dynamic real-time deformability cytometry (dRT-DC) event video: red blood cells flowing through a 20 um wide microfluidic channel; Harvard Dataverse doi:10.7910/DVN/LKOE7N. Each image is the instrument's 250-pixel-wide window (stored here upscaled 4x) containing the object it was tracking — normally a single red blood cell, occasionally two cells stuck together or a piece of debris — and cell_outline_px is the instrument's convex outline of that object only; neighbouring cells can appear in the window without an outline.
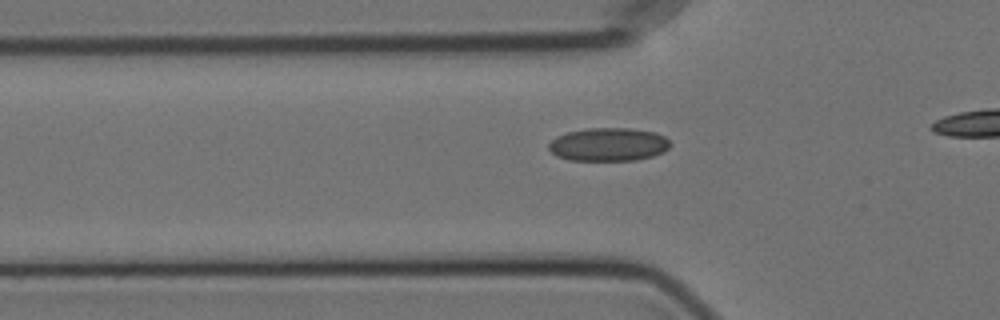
{"species": "Egyptian fruit bat (a non-hibernating species)", "species_latin": "Rousettus aegyptiacus", "temperature_condition": "cold", "stored_images_in_passage": 27, "camera_frame_rate_fps": 3000, "um_per_image_px": 0.085, "animal": {"sex": "female"}, "frame": {"image": 1, "passage_image": 14, "time_ms": 4.333, "image_size_px": [1000, 320], "cell_outline_px": [[672, 144], [664, 152], [652, 156], [636, 160], [568, 160], [556, 156], [548, 148], [548, 144], [556, 136], [568, 132], [588, 128], [632, 128], [656, 132], [664, 136]], "centroid_in_image_um": [51.73, 12.27], "position_along_channel_um": 74.1, "area_um2": 23.7}}
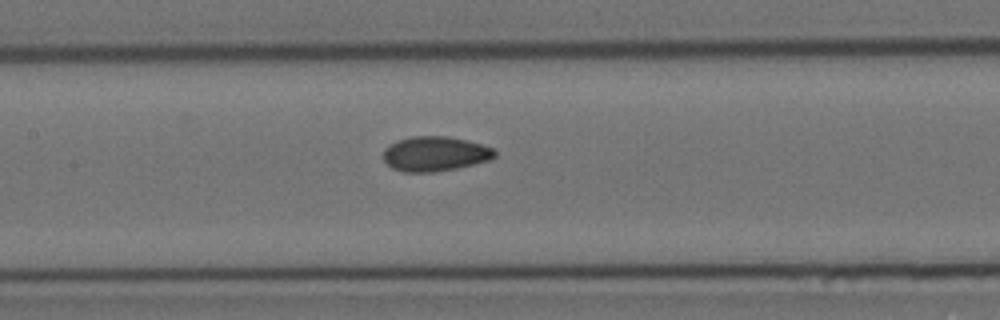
{"frame": {"image": 2, "passage_image": 22, "time_ms": 7.0, "image_size_px": [1000, 320], "cell_outline_px": [[496, 156], [488, 160], [456, 168], [436, 172], [400, 172], [392, 168], [384, 160], [384, 148], [388, 144], [396, 140], [412, 136], [448, 136], [480, 144], [492, 148], [496, 152]], "centroid_in_image_um": [36.92, 13.07], "position_along_channel_um": 170.5, "area_um2": 22.54}}
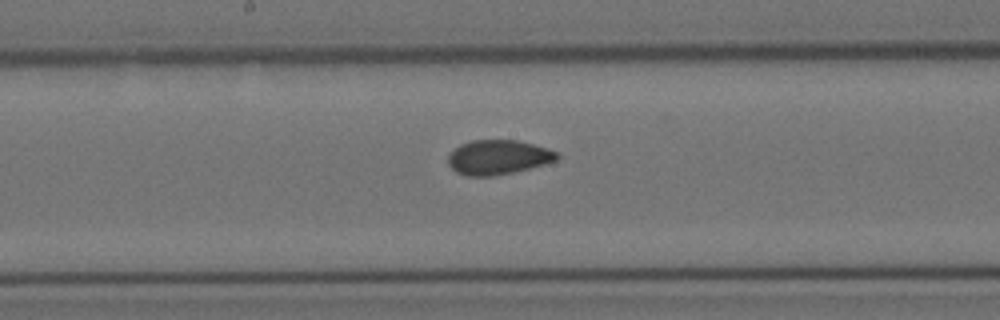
{"frame": {"image": 3, "passage_image": 25, "time_ms": 8.0, "image_size_px": [1000, 320], "cell_outline_px": [[560, 156], [556, 160], [544, 164], [512, 172], [492, 176], [468, 176], [456, 172], [448, 164], [448, 156], [460, 144], [472, 140], [516, 140], [548, 148], [556, 152]], "centroid_in_image_um": [42.33, 13.36], "position_along_channel_um": 205.9, "area_um2": 21.68}}